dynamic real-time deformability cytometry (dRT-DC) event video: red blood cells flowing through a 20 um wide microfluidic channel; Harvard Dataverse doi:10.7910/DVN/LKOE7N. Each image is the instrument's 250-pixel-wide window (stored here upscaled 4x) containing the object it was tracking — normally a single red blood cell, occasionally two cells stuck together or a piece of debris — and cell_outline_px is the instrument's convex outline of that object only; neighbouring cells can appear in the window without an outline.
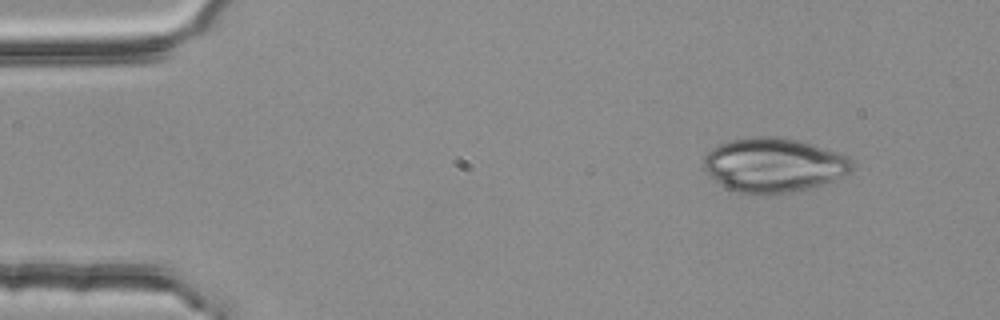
{"species": "common noctule bat (a hibernating species)", "species_latin": "Nyctalus noctula", "temperature_condition": "room temperature", "stored_images_in_passage": 2, "camera_frame_rate_fps": 3000, "um_per_image_px": 0.085, "animal": {"sex": "female", "body_mass_g": 25.1}, "frame": {"image": 1, "passage_image": 1, "time_ms": 0.0, "image_size_px": [1000, 320], "cell_outline_px": [[852, 168], [848, 172], [824, 184], [792, 192], [736, 192], [720, 184], [704, 168], [704, 156], [712, 148], [720, 144], [732, 140], [760, 136], [772, 136], [796, 140], [836, 152], [848, 156], [852, 160]], "centroid_in_image_um": [65.75, 14.01], "position_along_channel_um": 19.2, "area_um2": 45.72}}